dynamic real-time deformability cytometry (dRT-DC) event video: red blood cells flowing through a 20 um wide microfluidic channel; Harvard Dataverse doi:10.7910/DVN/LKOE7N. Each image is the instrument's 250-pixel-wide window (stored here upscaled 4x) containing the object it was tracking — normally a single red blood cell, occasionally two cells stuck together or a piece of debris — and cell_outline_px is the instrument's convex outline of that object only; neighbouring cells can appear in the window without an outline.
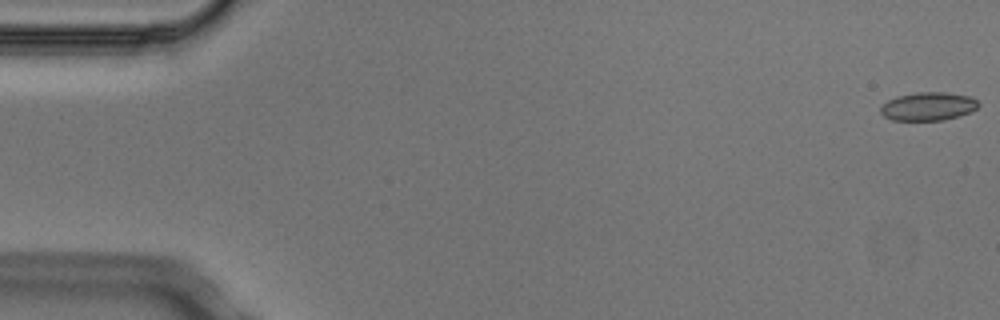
{"species": "Egyptian fruit bat (a non-hibernating species)", "species_latin": "Rousettus aegyptiacus", "temperature_condition": "cold", "stored_images_in_passage": 4, "camera_frame_rate_fps": 3000, "um_per_image_px": 0.085, "animal": {"sex": "male"}, "frame": {"image": 1, "passage_image": 1, "time_ms": 0.0, "image_size_px": [1000, 320], "cell_outline_px": [[980, 104], [976, 108], [968, 112], [956, 116], [940, 120], [892, 120], [884, 116], [880, 112], [880, 108], [888, 100], [896, 96], [916, 92], [944, 92], [968, 96], [976, 100]], "centroid_in_image_um": [78.85, 9.03], "position_along_channel_um": 6.2, "area_um2": 15.9}}
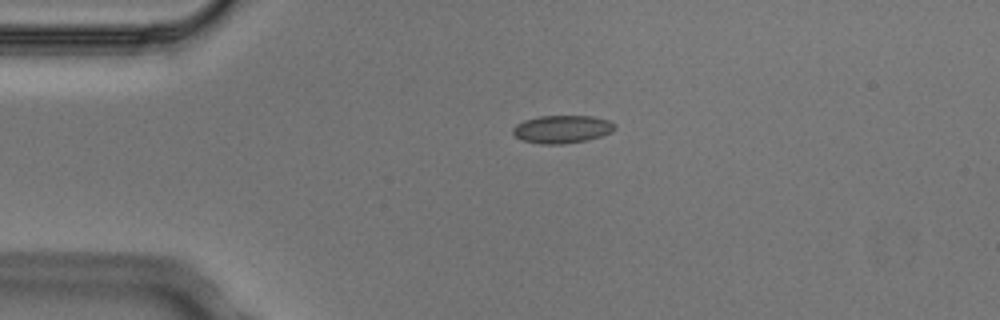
{"frame": {"image": 2, "passage_image": 3, "time_ms": 0.667, "image_size_px": [1000, 320], "cell_outline_px": [[616, 128], [612, 132], [588, 140], [564, 144], [540, 144], [520, 140], [512, 132], [512, 128], [516, 124], [524, 120], [540, 116], [592, 116], [608, 120], [616, 124]], "centroid_in_image_um": [47.77, 10.99], "position_along_channel_um": 37.2, "area_um2": 16.7}}